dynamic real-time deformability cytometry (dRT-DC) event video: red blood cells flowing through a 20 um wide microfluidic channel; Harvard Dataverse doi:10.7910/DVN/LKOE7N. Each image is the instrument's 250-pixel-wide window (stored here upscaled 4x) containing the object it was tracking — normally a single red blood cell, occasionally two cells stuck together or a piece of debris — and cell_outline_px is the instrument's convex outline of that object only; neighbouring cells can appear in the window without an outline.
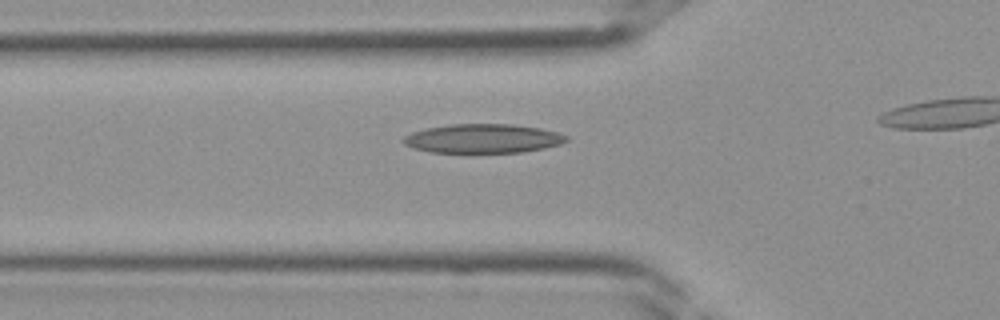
{"species": "Egyptian fruit bat (a non-hibernating species)", "species_latin": "Rousettus aegyptiacus", "temperature_condition": "room temperature", "stored_images_in_passage": 8, "camera_frame_rate_fps": 3000, "um_per_image_px": 0.085, "frame": {"image": 1, "passage_image": 4, "time_ms": 1.0, "image_size_px": [1000, 320], "cell_outline_px": [[568, 140], [560, 144], [544, 148], [520, 152], [428, 152], [412, 148], [404, 144], [400, 140], [404, 136], [412, 132], [428, 128], [452, 124], [512, 124], [540, 128], [556, 132], [568, 136]], "centroid_in_image_um": [41.02, 11.77], "position_along_channel_um": 84.8, "area_um2": 27.51}}
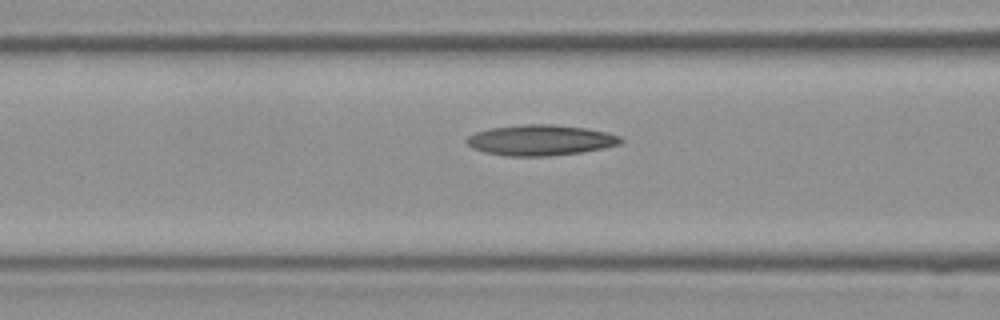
{"frame": {"image": 2, "passage_image": 6, "time_ms": 1.667, "image_size_px": [1000, 320], "cell_outline_px": [[624, 140], [620, 144], [580, 152], [548, 156], [504, 156], [484, 152], [472, 148], [464, 140], [468, 136], [476, 132], [488, 128], [524, 124], [552, 124], [588, 128], [608, 132], [620, 136]], "centroid_in_image_um": [45.92, 11.9], "position_along_channel_um": 120.7, "area_um2": 27.63}}